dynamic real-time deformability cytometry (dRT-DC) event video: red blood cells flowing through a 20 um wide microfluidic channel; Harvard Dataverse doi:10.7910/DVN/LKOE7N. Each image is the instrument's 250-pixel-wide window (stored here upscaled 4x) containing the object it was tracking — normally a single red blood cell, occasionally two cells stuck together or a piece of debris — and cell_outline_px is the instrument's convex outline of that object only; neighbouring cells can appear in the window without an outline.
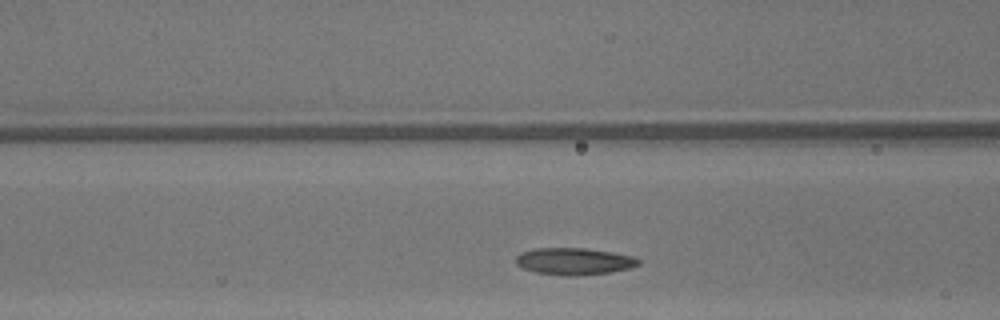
{"species": "common noctule bat (a hibernating species)", "species_latin": "Nyctalus noctula", "temperature_condition": "warm", "stored_images_in_passage": 24, "camera_frame_rate_fps": 3000, "um_per_image_px": 0.085, "animal": {"sex": "male", "body_mass_g": 13.3}, "frame": {"image": 1, "passage_image": 6, "time_ms": 1.667, "image_size_px": [1000, 320], "cell_outline_px": [[640, 264], [628, 268], [612, 272], [576, 276], [564, 276], [536, 272], [524, 268], [516, 264], [516, 256], [520, 252], [536, 248], [584, 248], [612, 252], [632, 256], [640, 260]], "centroid_in_image_um": [48.79, 22.21], "position_along_channel_um": 117.8, "area_um2": 19.25}}
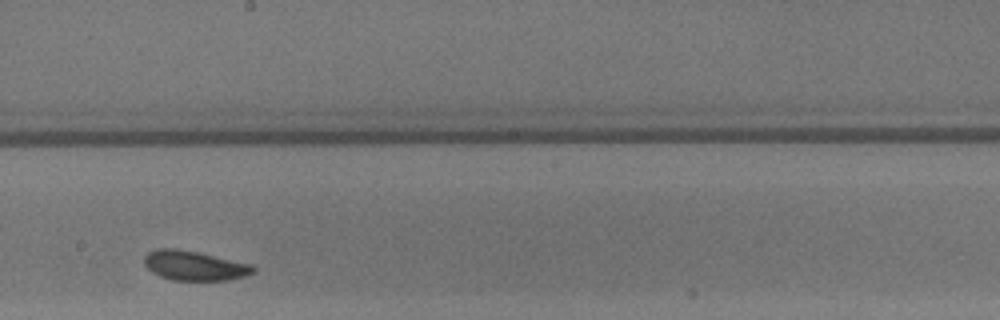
{"frame": {"image": 2, "passage_image": 14, "time_ms": 4.333, "image_size_px": [1000, 320], "cell_outline_px": [[256, 268], [252, 272], [244, 276], [228, 280], [172, 280], [160, 276], [152, 272], [144, 264], [144, 256], [148, 252], [156, 248], [172, 248], [200, 252], [252, 264]], "centroid_in_image_um": [16.5, 22.57], "position_along_channel_um": 231.7, "area_um2": 18.84}}
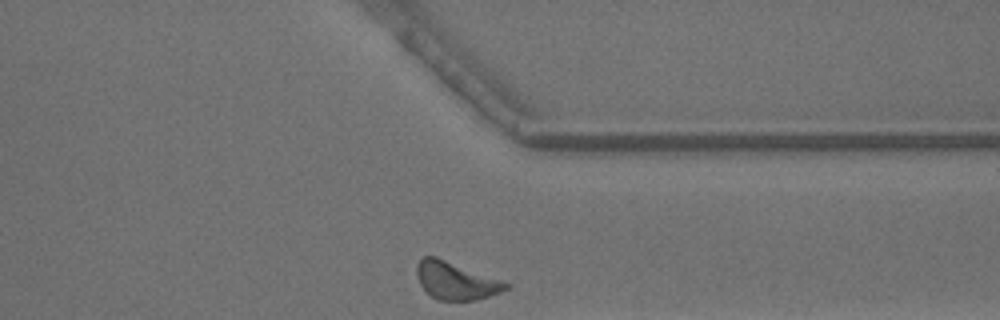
{"frame": {"image": 3, "passage_image": 24, "time_ms": 7.667, "image_size_px": [1000, 320], "cell_outline_px": [[512, 288], [476, 300], [440, 300], [432, 296], [420, 284], [416, 276], [416, 264], [424, 256], [436, 256], [512, 284]], "centroid_in_image_um": [38.76, 23.85], "position_along_channel_um": 372.6, "area_um2": 19.48}, "authors_computed_cell_mechanics": {"area_um2": 18.785, "velocity_mm_per_s": 4.2791, "shape_relaxation_time_tau1_ms": 1.9586, "shape_relaxation_time_tau2_ms": 2.7483, "deformation_change_tau1": 0.1032, "deformation_change_tau2": 0.0937}}